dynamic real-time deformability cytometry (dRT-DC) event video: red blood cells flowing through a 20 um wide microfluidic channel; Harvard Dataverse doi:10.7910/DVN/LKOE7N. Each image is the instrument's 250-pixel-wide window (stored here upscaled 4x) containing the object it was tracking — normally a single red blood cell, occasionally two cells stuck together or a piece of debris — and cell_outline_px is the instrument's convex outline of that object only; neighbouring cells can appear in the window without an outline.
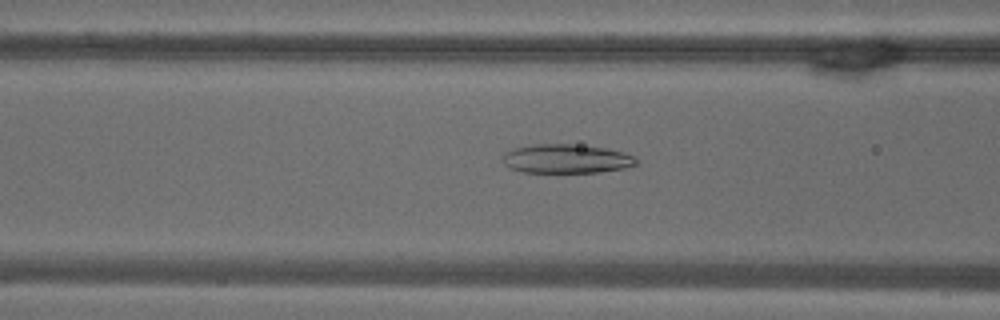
{"species": "common noctule bat (a hibernating species)", "species_latin": "Nyctalus noctula", "temperature_condition": "warm", "stored_images_in_passage": 54, "camera_frame_rate_fps": 3000, "um_per_image_px": 0.085, "animal": {"sex": "male", "body_mass_g": 18.8}, "frame": {"image": 1, "passage_image": 21, "time_ms": 6.667, "image_size_px": [1000, 320], "cell_outline_px": [[640, 160], [636, 164], [624, 168], [600, 172], [520, 172], [508, 168], [504, 164], [504, 152], [516, 148], [536, 144], [572, 144], [604, 148], [624, 152], [636, 156]], "centroid_in_image_um": [48.17, 13.5], "position_along_channel_um": 118.4, "area_um2": 22.6}}
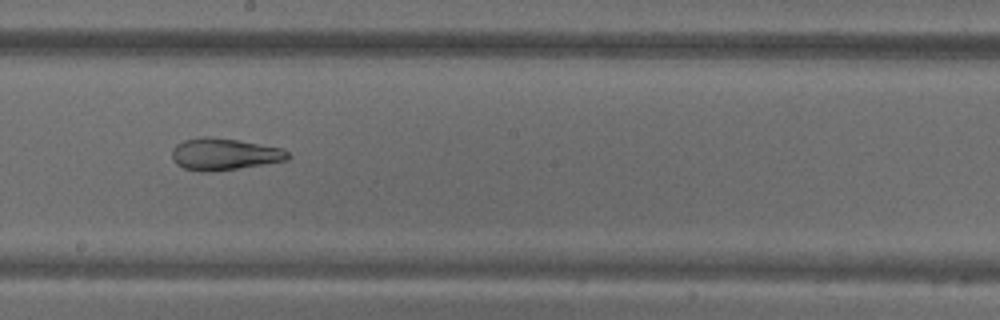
{"frame": {"image": 2, "passage_image": 30, "time_ms": 9.667, "image_size_px": [1000, 320], "cell_outline_px": [[292, 156], [288, 160], [264, 164], [236, 168], [204, 172], [200, 172], [184, 168], [176, 164], [172, 160], [172, 148], [176, 144], [184, 140], [200, 136], [204, 136], [240, 140], [284, 148]], "centroid_in_image_um": [19.06, 13.09], "position_along_channel_um": 229.1, "area_um2": 21.68}}
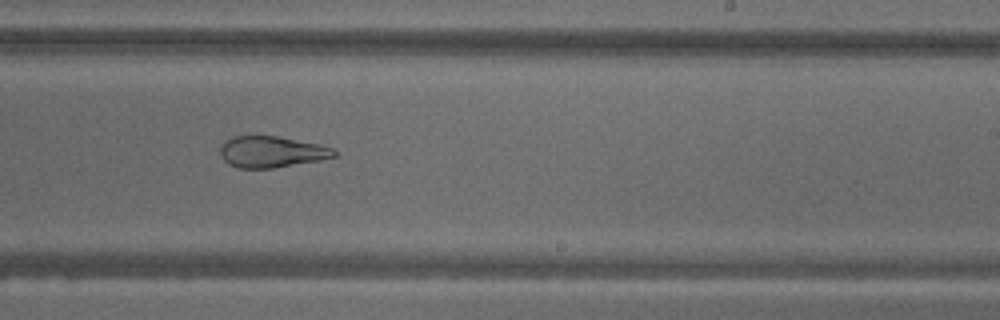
{"frame": {"image": 3, "passage_image": 33, "time_ms": 10.667, "image_size_px": [1000, 320], "cell_outline_px": [[336, 156], [320, 160], [272, 168], [236, 168], [228, 164], [220, 156], [220, 148], [224, 140], [232, 136], [276, 136], [320, 144], [332, 148], [336, 152]], "centroid_in_image_um": [23.04, 12.9], "position_along_channel_um": 266.0, "area_um2": 20.81}, "authors_computed_cell_mechanics": {"area_um2": 28.0619, "velocity_mm_per_s": 3.694, "shape_relaxation_time_tau1_ms": null, "shape_relaxation_time_tau2_ms": 2.3491, "deformation_change_tau1": null, "deformation_change_tau2": 0.1126}}